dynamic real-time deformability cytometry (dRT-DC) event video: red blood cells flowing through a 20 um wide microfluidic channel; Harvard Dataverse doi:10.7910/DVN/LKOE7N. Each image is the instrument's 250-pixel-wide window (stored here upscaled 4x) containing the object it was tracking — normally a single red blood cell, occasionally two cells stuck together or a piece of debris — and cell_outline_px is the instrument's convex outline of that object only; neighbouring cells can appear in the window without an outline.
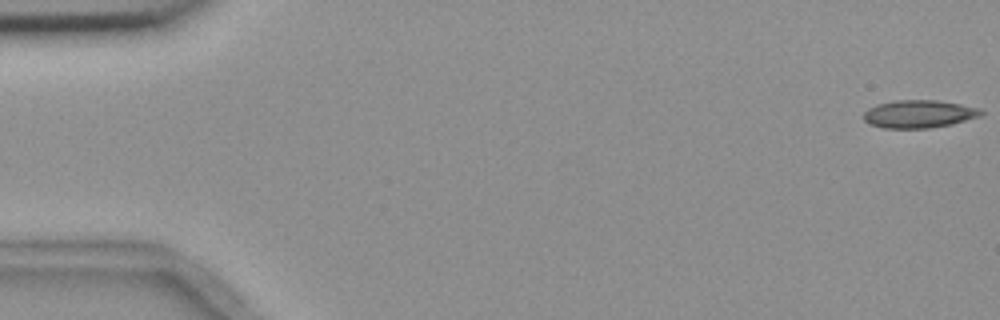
{"species": "common noctule bat (a hibernating species)", "species_latin": "Nyctalus noctula", "temperature_condition": "room temperature", "stored_images_in_passage": 6, "camera_frame_rate_fps": 3000, "um_per_image_px": 0.085, "animal": {"sex": "female", "body_mass_g": 18.4}, "frame": {"image": 1, "passage_image": 1, "time_ms": 0.0, "image_size_px": [1000, 320], "cell_outline_px": [[984, 112], [980, 116], [952, 124], [928, 128], [884, 128], [868, 124], [864, 120], [864, 112], [868, 108], [876, 104], [896, 100], [936, 100], [960, 104], [980, 108]], "centroid_in_image_um": [78.09, 9.68], "position_along_channel_um": 6.9, "area_um2": 19.07}}
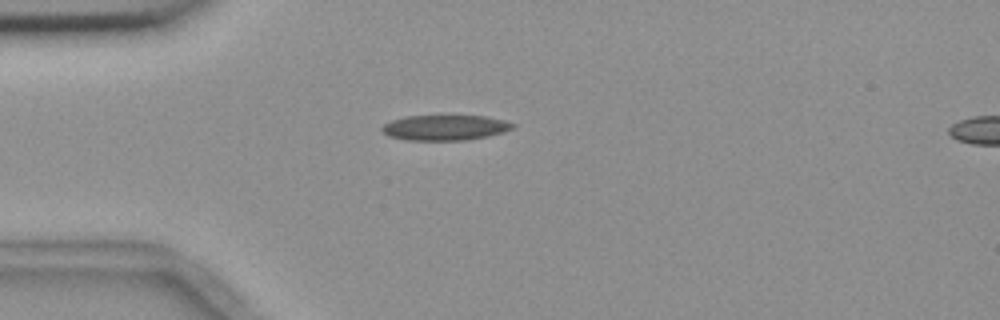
{"frame": {"image": 2, "passage_image": 5, "time_ms": 4.667, "image_size_px": [1000, 320], "cell_outline_px": [[516, 124], [512, 128], [504, 132], [488, 136], [468, 140], [408, 140], [388, 136], [380, 132], [380, 128], [384, 124], [392, 120], [404, 116], [488, 116], [504, 120]], "centroid_in_image_um": [37.81, 10.85], "position_along_channel_um": 47.2, "area_um2": 19.42}}